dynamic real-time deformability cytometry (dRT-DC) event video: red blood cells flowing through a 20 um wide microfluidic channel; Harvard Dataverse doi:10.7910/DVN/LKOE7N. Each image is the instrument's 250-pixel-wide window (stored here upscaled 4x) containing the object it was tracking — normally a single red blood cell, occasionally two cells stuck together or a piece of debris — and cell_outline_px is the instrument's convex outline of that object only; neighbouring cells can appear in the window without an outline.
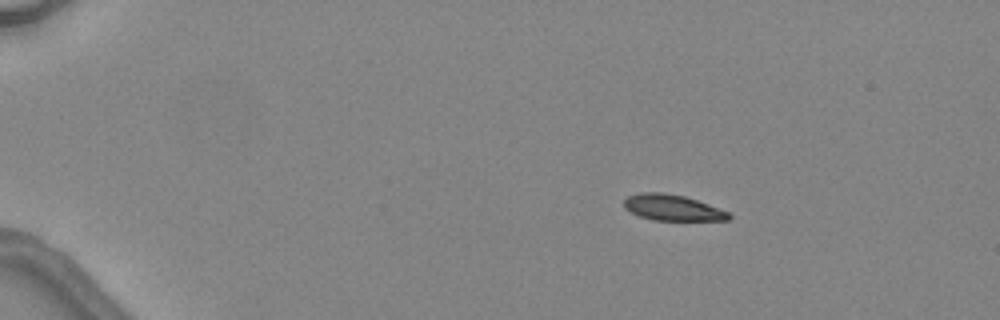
{"species": "common noctule bat (a hibernating species)", "species_latin": "Nyctalus noctula", "temperature_condition": "warm", "stored_images_in_passage": 3, "camera_frame_rate_fps": 3000, "um_per_image_px": 0.085, "animal": {"sex": "female", "body_mass_g": 24.6, "forearm_length_mm": 56.2}, "frame": {"image": 1, "passage_image": 1, "time_ms": 0.0, "image_size_px": [1000, 320], "cell_outline_px": [[732, 216], [728, 220], [652, 220], [640, 216], [624, 208], [624, 200], [628, 196], [640, 192], [664, 192], [684, 196], [708, 204], [728, 212]], "centroid_in_image_um": [57.14, 17.64], "position_along_channel_um": 27.9, "area_um2": 15.72}}
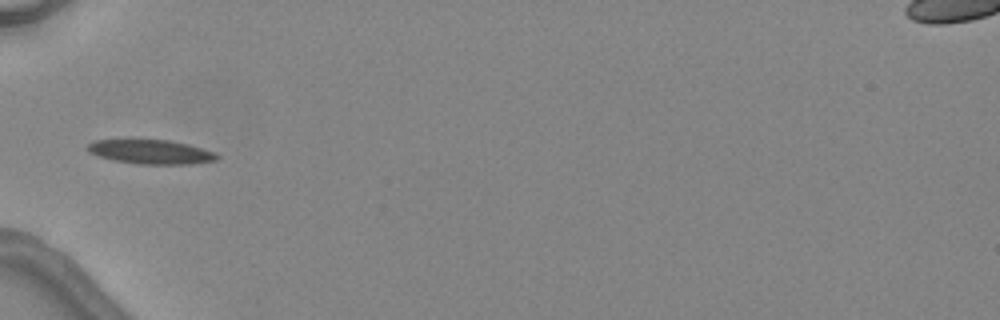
{"frame": {"image": 2, "passage_image": 3, "time_ms": 3.333, "image_size_px": [1000, 320], "cell_outline_px": [[220, 156], [216, 160], [192, 164], [140, 164], [112, 160], [88, 152], [88, 144], [92, 140], [168, 140], [188, 144], [216, 152]], "centroid_in_image_um": [12.85, 12.91], "position_along_channel_um": 72.1, "area_um2": 18.21}}